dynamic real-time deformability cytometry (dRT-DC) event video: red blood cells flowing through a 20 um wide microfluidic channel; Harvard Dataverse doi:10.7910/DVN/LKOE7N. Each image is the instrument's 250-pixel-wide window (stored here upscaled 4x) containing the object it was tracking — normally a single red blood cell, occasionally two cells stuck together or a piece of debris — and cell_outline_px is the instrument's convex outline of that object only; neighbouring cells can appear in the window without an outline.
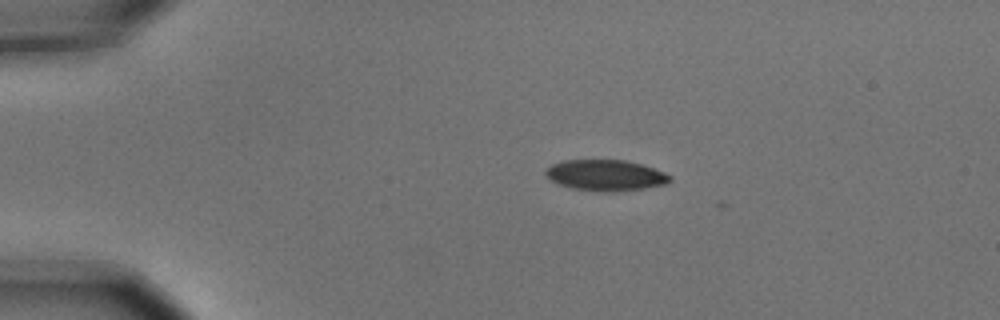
{"species": "common noctule bat (a hibernating species)", "species_latin": "Nyctalus noctula", "temperature_condition": "cold", "stored_images_in_passage": 8, "camera_frame_rate_fps": 3000, "um_per_image_px": 0.085, "animal": {"sex": "male", "body_mass_g": 15.6}, "frame": {"image": 1, "passage_image": 1, "time_ms": 0.0, "image_size_px": [1000, 320], "cell_outline_px": [[672, 180], [668, 184], [644, 188], [612, 192], [604, 192], [572, 188], [560, 184], [552, 180], [544, 172], [552, 164], [564, 160], [624, 160], [640, 164], [664, 172], [672, 176]], "centroid_in_image_um": [51.52, 14.9], "position_along_channel_um": 33.5, "area_um2": 22.25}}
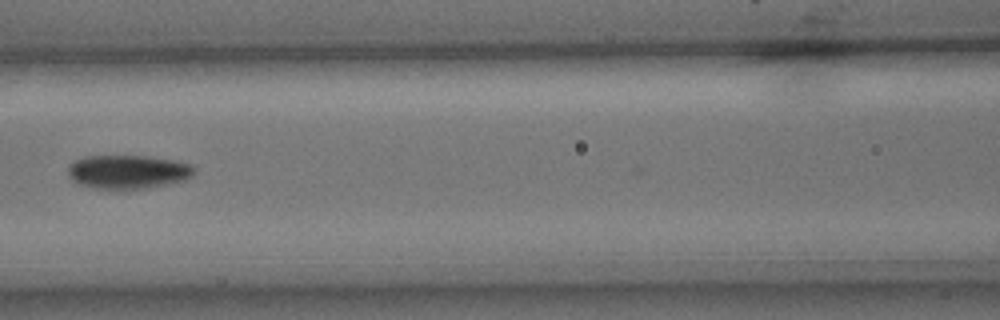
{"frame": {"image": 2, "passage_image": 5, "time_ms": 1.333, "image_size_px": [1000, 320], "cell_outline_px": [[196, 172], [192, 176], [184, 180], [168, 184], [144, 188], [92, 188], [80, 184], [72, 180], [68, 176], [68, 164], [72, 160], [84, 156], [144, 156], [172, 160], [192, 164], [196, 168]], "centroid_in_image_um": [10.85, 14.59], "position_along_channel_um": 155.7, "area_um2": 24.85}}
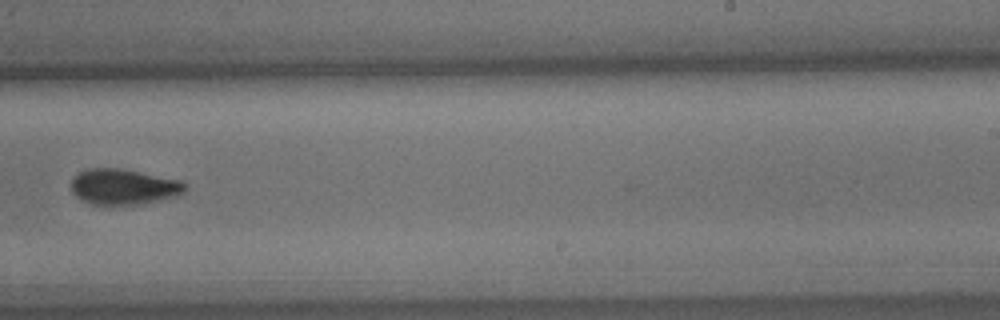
{"frame": {"image": 3, "passage_image": 8, "time_ms": 2.333, "image_size_px": [1000, 320], "cell_outline_px": [[188, 188], [184, 192], [176, 196], [144, 204], [108, 208], [104, 208], [80, 200], [72, 192], [72, 180], [80, 172], [88, 168], [120, 168], [184, 180], [188, 184]], "centroid_in_image_um": [10.54, 15.92], "position_along_channel_um": 278.5, "area_um2": 24.68}}